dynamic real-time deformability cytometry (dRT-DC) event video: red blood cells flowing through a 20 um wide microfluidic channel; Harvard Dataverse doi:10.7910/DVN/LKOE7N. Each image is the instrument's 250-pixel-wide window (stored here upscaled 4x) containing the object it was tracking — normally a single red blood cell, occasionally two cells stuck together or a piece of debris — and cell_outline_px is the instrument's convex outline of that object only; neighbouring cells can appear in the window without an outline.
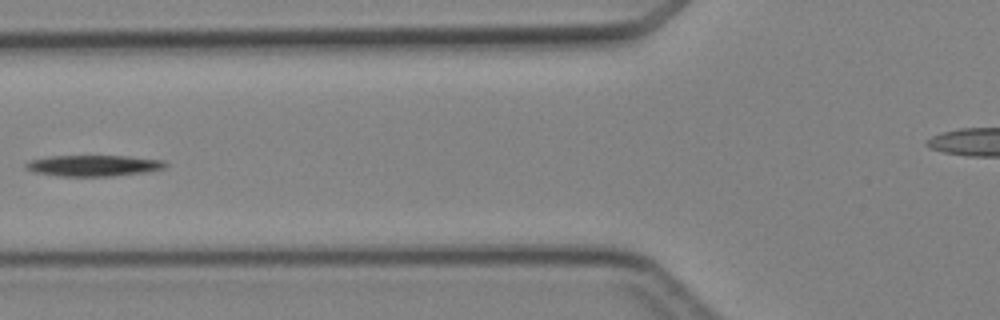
{"species": "Egyptian fruit bat (a non-hibernating species)", "species_latin": "Rousettus aegyptiacus", "temperature_condition": "cold", "stored_images_in_passage": 6, "segment_of_instrument_passage": [1, 2], "camera_frame_rate_fps": 3000, "um_per_image_px": 0.085, "animal": {"sex": "female"}, "frame": {"image": 1, "passage_image": 5, "time_ms": 4.667, "image_size_px": [1000, 320], "cell_outline_px": [[168, 164], [164, 168], [148, 172], [112, 176], [60, 176], [36, 172], [24, 168], [24, 164], [28, 160], [52, 156], [128, 156], [164, 160]], "centroid_in_image_um": [7.97, 14.07], "position_along_channel_um": 117.8, "area_um2": 17.22}}